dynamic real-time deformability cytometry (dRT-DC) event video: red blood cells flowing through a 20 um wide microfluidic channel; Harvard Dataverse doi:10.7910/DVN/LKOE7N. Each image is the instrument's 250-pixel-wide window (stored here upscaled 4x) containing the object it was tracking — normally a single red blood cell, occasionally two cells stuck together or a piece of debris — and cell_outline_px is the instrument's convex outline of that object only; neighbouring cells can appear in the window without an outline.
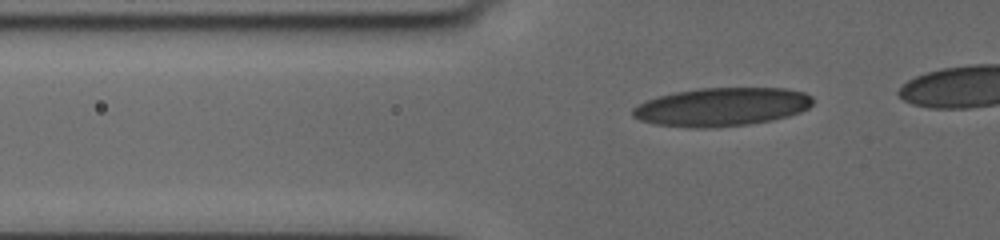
{"species": "human", "species_latin": "Homo sapiens", "temperature_condition": "cold", "stored_images_in_passage": 48, "camera_frame_rate_fps": 3000, "um_per_image_px": 0.085, "donor": {"sex": "female"}, "frame": {"image": 1, "passage_image": 17, "time_ms": 5.333, "image_size_px": [1000, 240], "cell_outline_px": [[812, 104], [808, 108], [800, 112], [788, 116], [772, 120], [748, 124], [716, 128], [688, 128], [652, 124], [640, 120], [632, 116], [632, 108], [648, 100], [660, 96], [676, 92], [700, 88], [784, 88], [804, 92], [812, 96]], "centroid_in_image_um": [61.34, 9.1], "position_along_channel_um": 64.5, "area_um2": 40.46}}
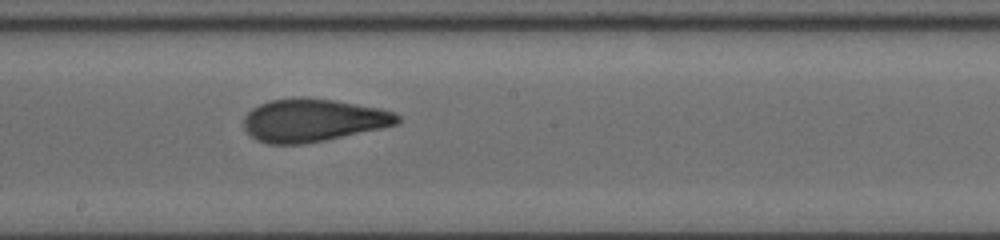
{"frame": {"image": 2, "passage_image": 31, "time_ms": 10.0, "image_size_px": [1000, 240], "cell_outline_px": [[400, 124], [324, 140], [304, 144], [268, 144], [256, 140], [244, 128], [244, 116], [252, 108], [268, 100], [300, 96], [332, 100], [380, 108], [392, 112], [400, 116]], "centroid_in_image_um": [26.58, 10.21], "position_along_channel_um": 221.6, "area_um2": 38.38}}
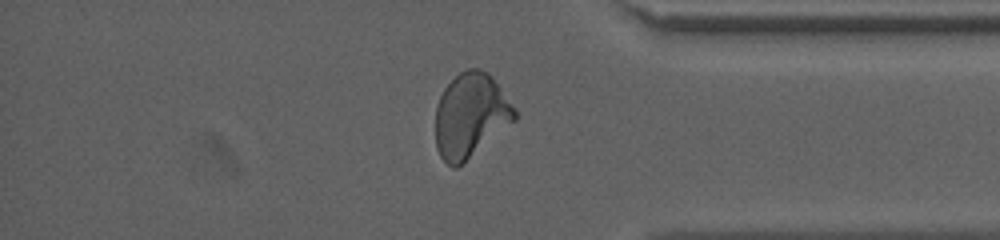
{"frame": {"image": 3, "passage_image": 46, "time_ms": 15.0, "image_size_px": [1000, 240], "cell_outline_px": [[516, 120], [456, 168], [452, 168], [440, 156], [436, 148], [436, 108], [440, 96], [444, 88], [460, 72], [468, 68], [476, 68], [488, 72], [492, 76], [516, 108]], "centroid_in_image_um": [40.01, 9.8], "position_along_channel_um": 395.2, "area_um2": 38.73}}